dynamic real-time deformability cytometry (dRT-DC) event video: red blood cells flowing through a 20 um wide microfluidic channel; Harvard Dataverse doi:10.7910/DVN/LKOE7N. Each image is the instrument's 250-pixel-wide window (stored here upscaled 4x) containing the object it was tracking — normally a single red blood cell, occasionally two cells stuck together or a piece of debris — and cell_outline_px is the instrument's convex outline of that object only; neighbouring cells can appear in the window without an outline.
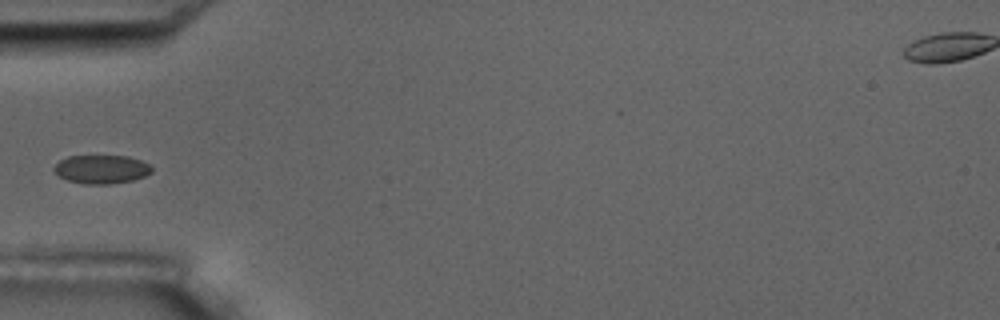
{"species": "common noctule bat (a hibernating species)", "species_latin": "Nyctalus noctula", "temperature_condition": "room temperature", "stored_images_in_passage": 16, "camera_frame_rate_fps": 3000, "um_per_image_px": 0.085, "animal": {"sex": "male", "body_mass_g": 17.5, "forearm_length_mm": 52.3}, "frame": {"image": 1, "passage_image": 5, "time_ms": 4.667, "image_size_px": [1000, 320], "cell_outline_px": [[152, 172], [144, 176], [132, 180], [108, 184], [84, 184], [68, 180], [60, 176], [52, 168], [60, 160], [68, 156], [128, 156], [140, 160], [148, 164], [152, 168]], "centroid_in_image_um": [8.62, 14.38], "position_along_channel_um": 76.4, "area_um2": 16.13}}